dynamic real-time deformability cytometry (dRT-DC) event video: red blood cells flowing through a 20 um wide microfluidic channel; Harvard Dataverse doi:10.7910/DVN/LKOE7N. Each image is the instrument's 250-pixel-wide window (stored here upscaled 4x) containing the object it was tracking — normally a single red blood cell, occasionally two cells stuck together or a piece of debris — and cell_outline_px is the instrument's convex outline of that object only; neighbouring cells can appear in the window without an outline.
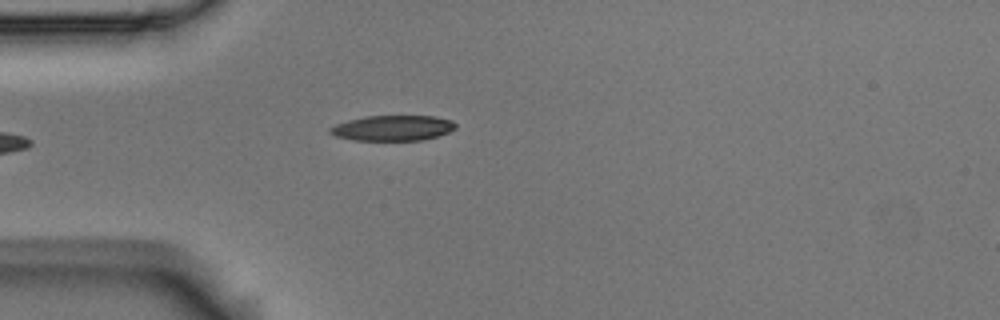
{"species": "Egyptian fruit bat (a non-hibernating species)", "species_latin": "Rousettus aegyptiacus", "temperature_condition": "room temperature", "stored_images_in_passage": 4, "camera_frame_rate_fps": 3000, "um_per_image_px": 0.085, "animal": {"sex": "male"}, "frame": {"image": 1, "passage_image": 4, "time_ms": 1.0, "image_size_px": [1000, 320], "cell_outline_px": [[456, 128], [448, 132], [436, 136], [420, 140], [352, 140], [336, 136], [328, 132], [328, 128], [336, 124], [348, 120], [368, 116], [432, 116], [452, 120], [456, 124]], "centroid_in_image_um": [33.36, 10.88], "position_along_channel_um": 51.6, "area_um2": 18.44}}